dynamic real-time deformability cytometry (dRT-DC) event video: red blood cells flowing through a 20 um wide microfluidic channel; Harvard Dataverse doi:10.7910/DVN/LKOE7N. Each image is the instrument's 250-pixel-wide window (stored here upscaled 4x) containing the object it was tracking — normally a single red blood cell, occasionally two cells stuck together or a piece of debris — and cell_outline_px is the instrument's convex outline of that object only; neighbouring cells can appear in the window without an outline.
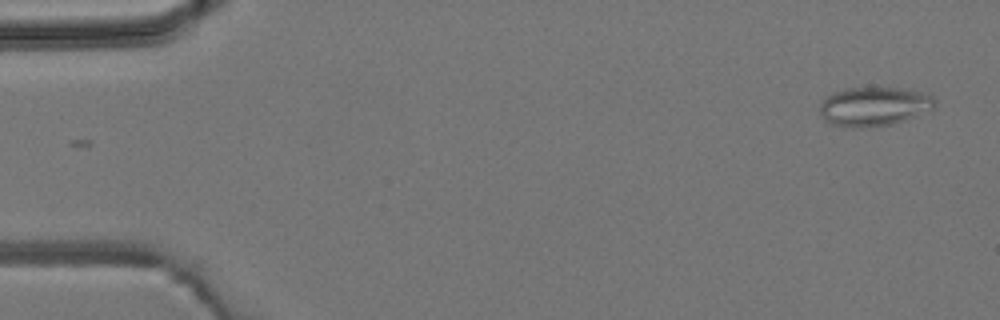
{"species": "common noctule bat (a hibernating species)", "species_latin": "Nyctalus noctula", "temperature_condition": "room temperature", "stored_images_in_passage": 5, "camera_frame_rate_fps": 3000, "um_per_image_px": 0.085, "animal": {"sex": "male", "body_mass_g": 19.2, "forearm_length_mm": 51.8}, "frame": {"image": 1, "passage_image": 5, "time_ms": 6.667, "image_size_px": [1000, 320], "cell_outline_px": [[936, 104], [932, 108], [916, 116], [892, 124], [860, 128], [852, 128], [832, 124], [824, 120], [820, 112], [820, 104], [832, 92], [844, 88], [900, 88], [920, 92], [932, 96], [936, 100]], "centroid_in_image_um": [74.26, 9.05], "position_along_channel_um": 10.7, "area_um2": 26.07}}